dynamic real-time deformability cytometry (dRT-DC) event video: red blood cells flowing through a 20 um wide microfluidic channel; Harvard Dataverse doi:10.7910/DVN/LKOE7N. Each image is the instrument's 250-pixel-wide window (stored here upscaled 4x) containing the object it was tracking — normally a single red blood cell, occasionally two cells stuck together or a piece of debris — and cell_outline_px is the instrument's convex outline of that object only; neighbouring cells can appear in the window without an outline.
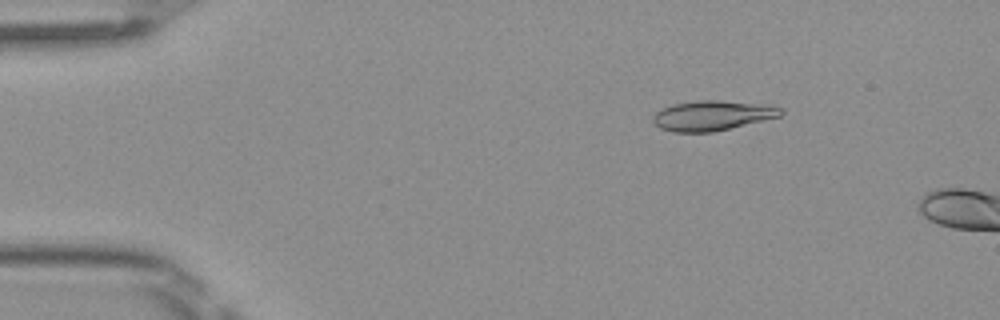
{"species": "Egyptian fruit bat (a non-hibernating species)", "species_latin": "Rousettus aegyptiacus", "temperature_condition": "room temperature", "stored_images_in_passage": 4, "camera_frame_rate_fps": 3000, "um_per_image_px": 0.085, "frame": {"image": 1, "passage_image": 3, "time_ms": 0.667, "image_size_px": [1000, 320], "cell_outline_px": [[784, 112], [780, 116], [712, 132], [672, 132], [660, 128], [652, 120], [652, 116], [660, 108], [672, 104], [696, 100], [720, 100], [768, 104], [784, 108]], "centroid_in_image_um": [60.54, 9.8], "position_along_channel_um": 24.5, "area_um2": 22.48}}